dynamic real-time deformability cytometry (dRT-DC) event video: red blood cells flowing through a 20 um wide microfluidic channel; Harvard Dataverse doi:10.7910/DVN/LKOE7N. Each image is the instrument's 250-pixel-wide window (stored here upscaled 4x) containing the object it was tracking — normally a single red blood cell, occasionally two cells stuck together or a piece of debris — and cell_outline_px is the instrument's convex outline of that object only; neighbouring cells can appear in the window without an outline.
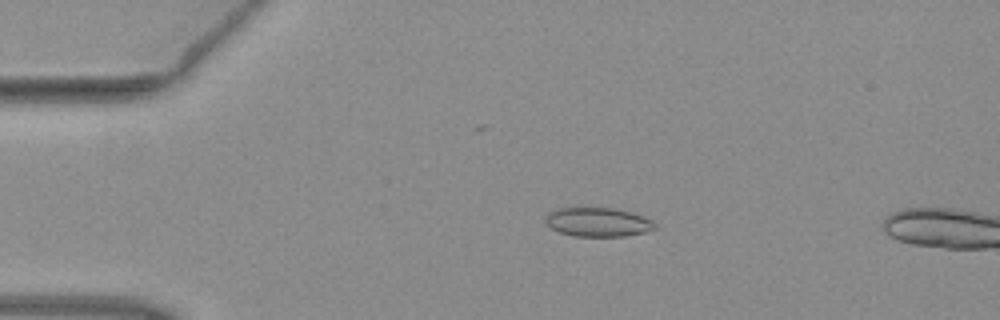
{"species": "common noctule bat (a hibernating species)", "species_latin": "Nyctalus noctula", "temperature_condition": "warm", "stored_images_in_passage": 3, "camera_frame_rate_fps": 3000, "um_per_image_px": 0.085, "animal": {"sex": "female", "body_mass_g": 19.3, "forearm_length_mm": 54.1}, "frame": {"image": 1, "passage_image": 2, "time_ms": 0.333, "image_size_px": [1000, 320], "cell_outline_px": [[656, 228], [644, 232], [624, 236], [576, 236], [560, 232], [552, 228], [544, 220], [548, 212], [560, 208], [616, 208], [632, 212], [644, 216], [652, 220], [656, 224]], "centroid_in_image_um": [50.85, 18.87], "position_along_channel_um": 34.1, "area_um2": 18.44}}